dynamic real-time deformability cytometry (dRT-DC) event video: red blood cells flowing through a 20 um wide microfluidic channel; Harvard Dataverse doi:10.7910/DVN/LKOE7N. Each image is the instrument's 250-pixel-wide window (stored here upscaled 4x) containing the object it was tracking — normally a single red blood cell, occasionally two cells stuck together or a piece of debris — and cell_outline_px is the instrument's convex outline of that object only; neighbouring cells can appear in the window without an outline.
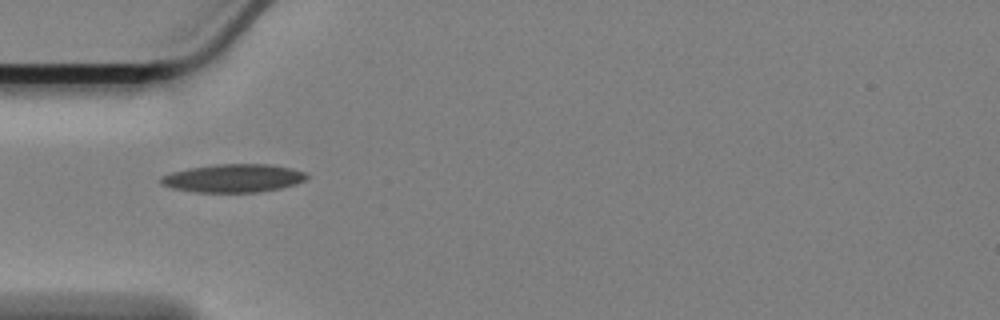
{"species": "Egyptian fruit bat (a non-hibernating species)", "species_latin": "Rousettus aegyptiacus", "temperature_condition": "cold", "stored_images_in_passage": 42, "camera_frame_rate_fps": 3000, "um_per_image_px": 0.085, "animal": {"sex": "female"}, "frame": {"image": 1, "passage_image": 1, "time_ms": 0.0, "image_size_px": [1000, 320], "cell_outline_px": [[308, 176], [304, 180], [296, 184], [280, 188], [260, 192], [196, 192], [172, 188], [160, 184], [160, 176], [172, 172], [188, 168], [216, 164], [268, 164], [292, 168], [304, 172]], "centroid_in_image_um": [19.81, 15.14], "position_along_channel_um": 65.2, "area_um2": 23.99}}
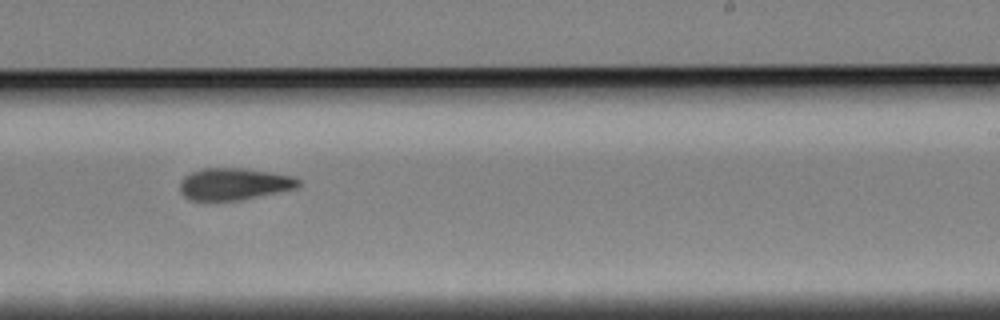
{"frame": {"image": 2, "passage_image": 19, "time_ms": 6.0, "image_size_px": [1000, 320], "cell_outline_px": [[300, 184], [296, 188], [240, 200], [188, 200], [180, 192], [180, 180], [184, 176], [200, 168], [244, 168], [272, 172], [292, 176], [300, 180]], "centroid_in_image_um": [19.86, 15.63], "position_along_channel_um": 269.1, "area_um2": 22.08}}
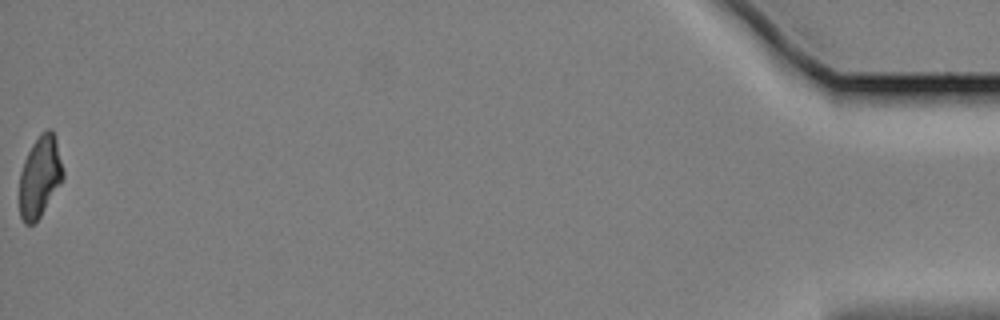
{"frame": {"image": 3, "passage_image": 42, "time_ms": 13.667, "image_size_px": [1000, 320], "cell_outline_px": [[64, 176], [60, 184], [36, 224], [24, 224], [20, 216], [20, 172], [24, 160], [32, 144], [40, 132], [48, 128], [52, 128], [56, 140], [64, 172]], "centroid_in_image_um": [3.39, 15.01], "position_along_channel_um": 431.8, "area_um2": 20.69}, "authors_computed_cell_mechanics": {"area_um2": 22.3686, "velocity_mm_per_s": 3.3989, "shape_relaxation_time_tau1_ms": 6.8772, "shape_relaxation_time_tau2_ms": 6.1663, "deformation_change_tau1": 0.1802, "deformation_change_tau2": 0.1365}}